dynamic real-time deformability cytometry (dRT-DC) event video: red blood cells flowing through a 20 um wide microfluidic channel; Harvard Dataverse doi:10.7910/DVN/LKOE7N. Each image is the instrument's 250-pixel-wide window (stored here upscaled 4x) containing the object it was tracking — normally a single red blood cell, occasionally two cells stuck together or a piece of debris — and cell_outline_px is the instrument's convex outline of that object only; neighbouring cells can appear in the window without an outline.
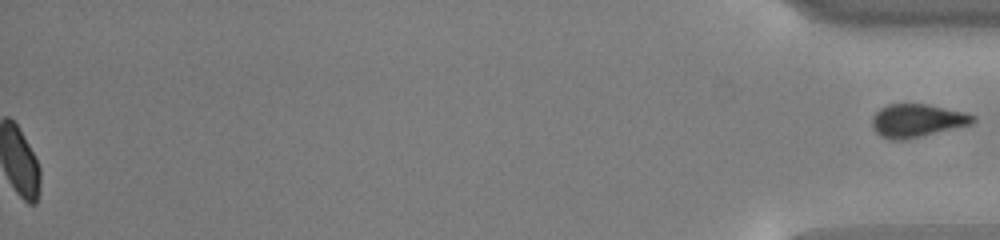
{"species": "common noctule bat (a hibernating species)", "species_latin": "Nyctalus noctula", "temperature_condition": "cold", "stored_images_in_passage": 48, "segment_of_instrument_passage": [2, 2], "camera_frame_rate_fps": 3000, "um_per_image_px": 0.085, "animal": {"sex": "male", "body_mass_g": 13.0, "forearm_length_mm": 53.1}, "frame": {"image": 1, "passage_image": 48, "time_ms": 15.667, "image_size_px": [1000, 240], "cell_outline_px": [[976, 120], [972, 124], [904, 140], [892, 140], [880, 136], [872, 128], [872, 116], [880, 108], [888, 104], [928, 104], [964, 112], [976, 116]], "centroid_in_image_um": [77.94, 10.25], "position_along_channel_um": 357.3, "area_um2": 19.48}}